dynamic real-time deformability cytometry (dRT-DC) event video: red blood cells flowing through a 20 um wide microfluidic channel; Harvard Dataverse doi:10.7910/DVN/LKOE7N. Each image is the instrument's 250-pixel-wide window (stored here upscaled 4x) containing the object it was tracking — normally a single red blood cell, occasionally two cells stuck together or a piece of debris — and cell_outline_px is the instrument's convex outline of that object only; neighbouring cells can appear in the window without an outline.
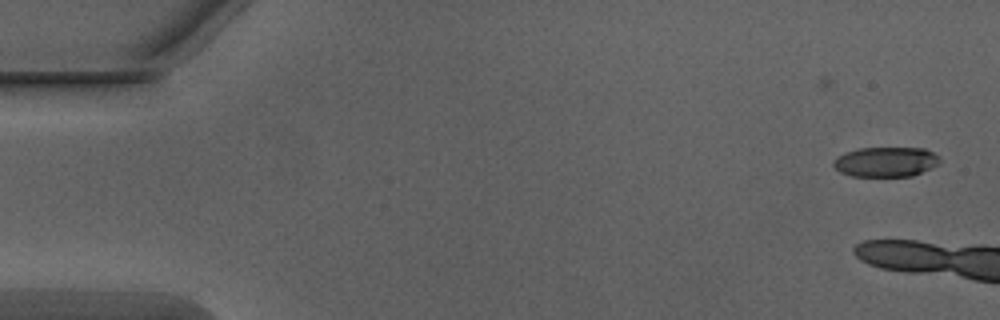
{"species": "Egyptian fruit bat (a non-hibernating species)", "species_latin": "Rousettus aegyptiacus", "temperature_condition": "warm", "stored_images_in_passage": 4, "camera_frame_rate_fps": 3000, "um_per_image_px": 0.085, "animal": {"sex": "male"}, "frame": {"image": 1, "passage_image": 1, "time_ms": 0.0, "image_size_px": [1000, 320], "cell_outline_px": [[940, 160], [936, 164], [912, 176], [852, 176], [840, 172], [832, 164], [832, 160], [848, 152], [860, 148], [924, 148], [940, 156]], "centroid_in_image_um": [75.28, 13.75], "position_along_channel_um": 9.7, "area_um2": 18.21}}